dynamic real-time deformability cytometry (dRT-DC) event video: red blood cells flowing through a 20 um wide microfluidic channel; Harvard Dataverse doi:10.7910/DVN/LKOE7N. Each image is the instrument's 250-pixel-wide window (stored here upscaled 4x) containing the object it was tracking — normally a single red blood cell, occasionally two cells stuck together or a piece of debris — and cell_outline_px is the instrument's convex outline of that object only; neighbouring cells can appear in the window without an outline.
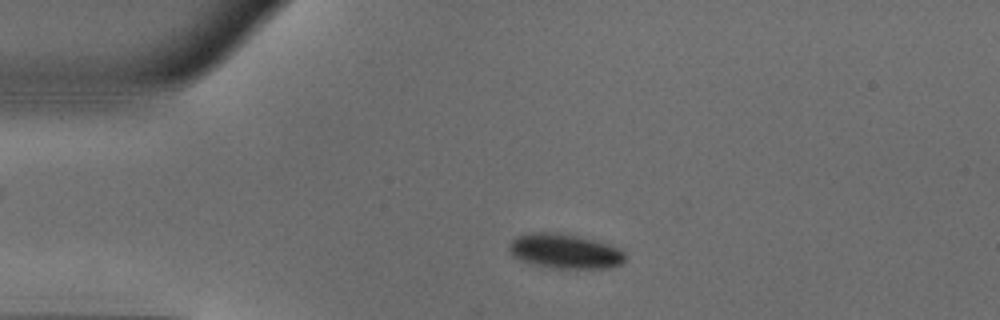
{"species": "common noctule bat (a hibernating species)", "species_latin": "Nyctalus noctula", "temperature_condition": "warm", "stored_images_in_passage": 47, "camera_frame_rate_fps": 3000, "um_per_image_px": 0.085, "animal": {"sex": "male", "body_mass_g": 18.8}, "frame": {"image": 1, "passage_image": 8, "time_ms": 2.333, "image_size_px": [1000, 320], "cell_outline_px": [[624, 260], [620, 264], [608, 268], [548, 268], [516, 260], [512, 256], [508, 248], [508, 244], [516, 236], [532, 232], [548, 232], [576, 236], [592, 240], [616, 248], [624, 252]], "centroid_in_image_um": [47.9, 21.37], "position_along_channel_um": 37.1, "area_um2": 23.24}}
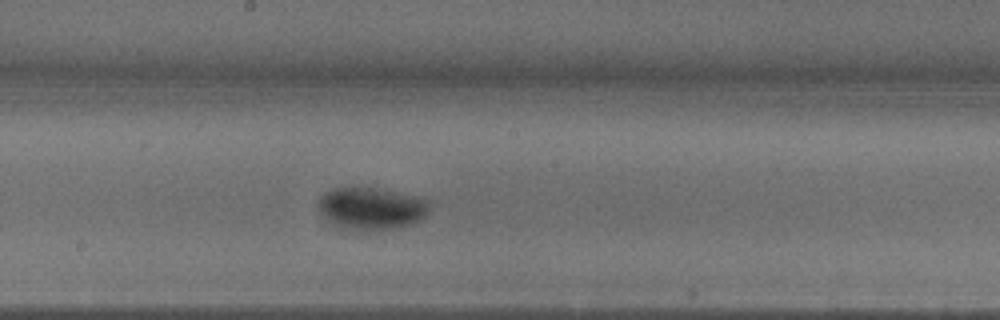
{"frame": {"image": 2, "passage_image": 24, "time_ms": 7.667, "image_size_px": [1000, 320], "cell_outline_px": [[428, 212], [420, 220], [396, 228], [376, 232], [356, 232], [332, 224], [320, 212], [320, 196], [336, 188], [376, 188], [396, 192], [428, 200]], "centroid_in_image_um": [31.56, 17.77], "position_along_channel_um": 216.6, "area_um2": 27.22}}
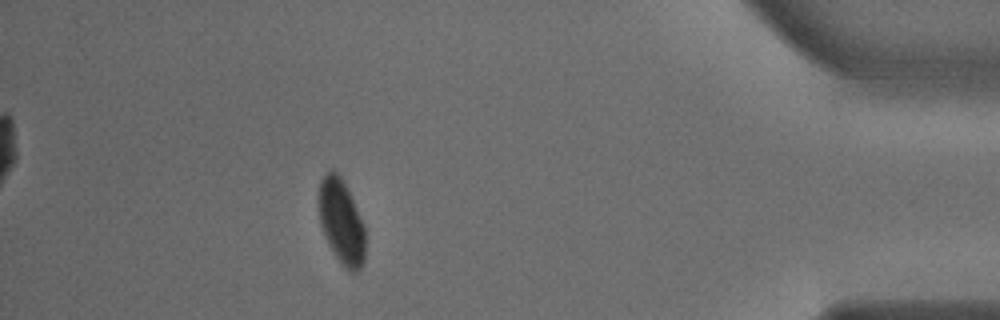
{"frame": {"image": 3, "passage_image": 42, "time_ms": 13.667, "image_size_px": [1000, 320], "cell_outline_px": [[364, 264], [356, 272], [348, 272], [344, 268], [328, 244], [324, 236], [320, 224], [320, 180], [332, 168], [340, 176], [364, 224]], "centroid_in_image_um": [29.02, 18.91], "position_along_channel_um": 406.2, "area_um2": 22.48}, "authors_computed_cell_mechanics": {"area_um2": 25.3164, "velocity_mm_per_s": 3.9735, "shape_relaxation_time_tau1_ms": 4.5202, "shape_relaxation_time_tau2_ms": null, "deformation_change_tau1": 0.1261, "deformation_change_tau2": null}}